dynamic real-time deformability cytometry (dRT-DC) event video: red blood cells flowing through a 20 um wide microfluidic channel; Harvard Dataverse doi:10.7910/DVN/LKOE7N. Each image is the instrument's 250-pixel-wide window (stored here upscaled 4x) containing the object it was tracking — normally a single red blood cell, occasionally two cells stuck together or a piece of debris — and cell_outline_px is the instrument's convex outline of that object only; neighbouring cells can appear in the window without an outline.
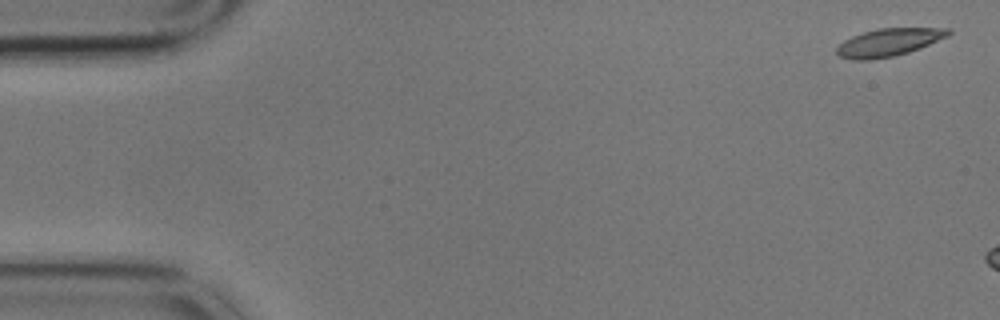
{"species": "common noctule bat (a hibernating species)", "species_latin": "Nyctalus noctula", "temperature_condition": "cold", "stored_images_in_passage": 3, "camera_frame_rate_fps": 3000, "um_per_image_px": 0.085, "animal": {"sex": "male", "body_mass_g": 17.9}, "frame": {"image": 1, "passage_image": 1, "time_ms": 0.0, "image_size_px": [1000, 320], "cell_outline_px": [[952, 32], [948, 36], [920, 48], [908, 52], [892, 56], [868, 60], [852, 60], [840, 56], [836, 52], [836, 48], [844, 40], [852, 36], [876, 28], [952, 28]], "centroid_in_image_um": [75.55, 3.59], "position_along_channel_um": 9.5, "area_um2": 17.98}}